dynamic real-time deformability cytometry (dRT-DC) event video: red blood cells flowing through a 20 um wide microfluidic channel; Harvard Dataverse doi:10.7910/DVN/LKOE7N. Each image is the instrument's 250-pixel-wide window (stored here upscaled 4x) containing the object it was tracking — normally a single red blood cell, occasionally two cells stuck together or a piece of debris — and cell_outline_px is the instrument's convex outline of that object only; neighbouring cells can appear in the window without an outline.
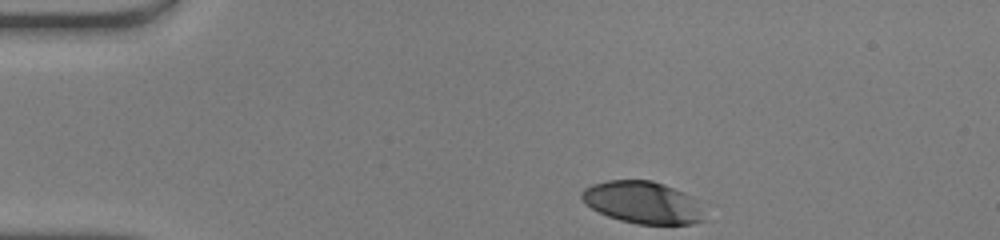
{"species": "human", "species_latin": "Homo sapiens", "temperature_condition": "warm", "stored_images_in_passage": 33, "camera_frame_rate_fps": 3000, "um_per_image_px": 0.085, "donor": {"sex": "male"}, "frame": {"image": 1, "passage_image": 1, "time_ms": 0.0, "image_size_px": [1000, 240], "cell_outline_px": [[704, 220], [692, 224], [636, 224], [620, 220], [608, 216], [592, 208], [580, 196], [580, 192], [584, 188], [592, 184], [608, 180], [652, 180], [664, 184], [684, 192], [696, 200]], "centroid_in_image_um": [54.6, 17.2], "position_along_channel_um": 30.4, "area_um2": 29.88}}
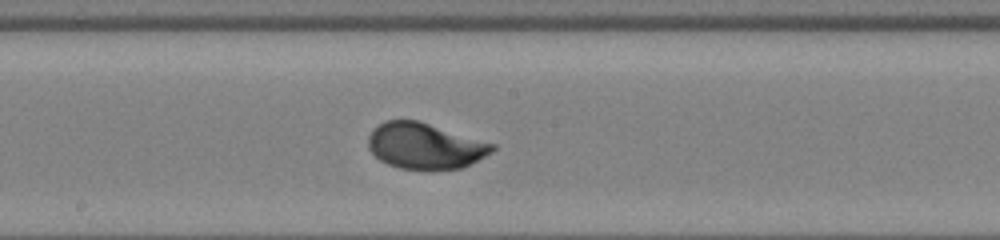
{"frame": {"image": 2, "passage_image": 19, "time_ms": 6.0, "image_size_px": [1000, 240], "cell_outline_px": [[496, 148], [492, 152], [464, 168], [400, 168], [388, 164], [380, 160], [368, 148], [368, 136], [372, 128], [384, 120], [416, 120], [496, 144]], "centroid_in_image_um": [36.11, 12.38], "position_along_channel_um": 212.1, "area_um2": 32.89}}
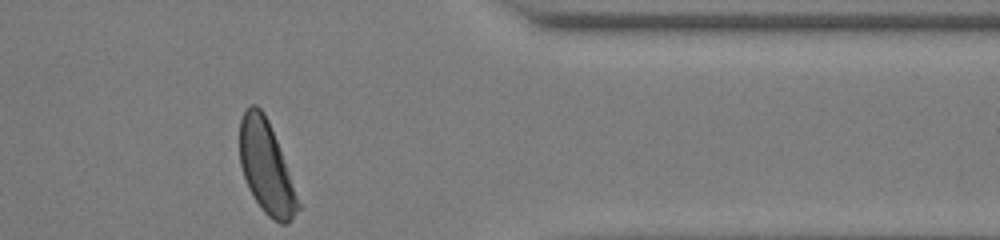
{"frame": {"image": 3, "passage_image": 33, "time_ms": 10.667, "image_size_px": [1000, 240], "cell_outline_px": [[300, 208], [292, 220], [288, 224], [280, 224], [272, 220], [264, 212], [248, 188], [240, 164], [240, 120], [244, 112], [252, 104], [256, 104], [264, 112], [268, 120], [276, 140], [300, 204]], "centroid_in_image_um": [22.62, 14.26], "position_along_channel_um": 388.8, "area_um2": 30.81}, "authors_computed_cell_mechanics": {"area_um2": 32.8304, "velocity_mm_per_s": 4.1344, "shape_relaxation_time_tau1_ms": 3.0953, "shape_relaxation_time_tau2_ms": null, "deformation_change_tau1": 0.199, "deformation_change_tau2": null}}